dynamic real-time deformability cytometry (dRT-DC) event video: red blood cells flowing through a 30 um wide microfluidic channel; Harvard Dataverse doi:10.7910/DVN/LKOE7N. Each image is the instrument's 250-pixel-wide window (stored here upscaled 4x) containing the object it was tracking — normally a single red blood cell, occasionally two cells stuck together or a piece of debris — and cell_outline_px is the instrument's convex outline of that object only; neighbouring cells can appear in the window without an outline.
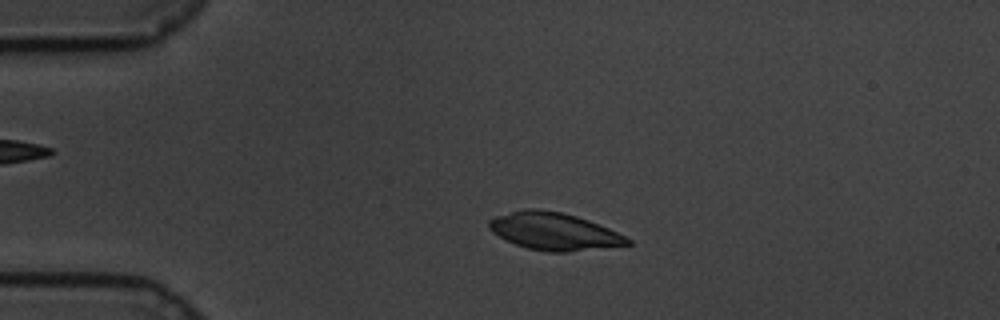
{"species": "common noctule bat (a hibernating species)", "species_latin": "Nyctalus noctula", "temperature_condition": "cold", "stored_images_in_passage": 56, "camera_frame_rate_fps": 3000, "um_per_image_px": 0.085, "animal": {"sex": "male", "body_mass_g": 19.5, "forearm_length_mm": 54.6}, "frame": {"image": 1, "passage_image": 10, "time_ms": 3.0, "image_size_px": [1000, 320], "cell_outline_px": [[632, 244], [568, 252], [548, 252], [528, 248], [516, 244], [492, 232], [488, 228], [488, 220], [496, 216], [524, 208], [536, 208], [564, 212], [588, 220], [608, 228], [632, 240]], "centroid_in_image_um": [47.08, 19.65], "position_along_channel_um": 37.9, "area_um2": 30.06}}
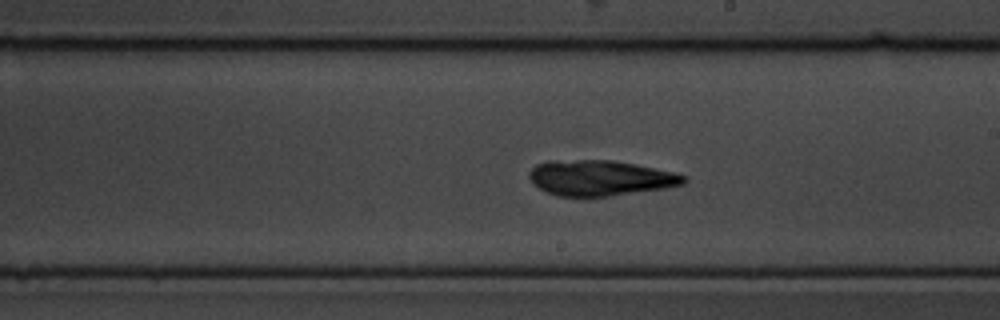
{"frame": {"image": 2, "passage_image": 31, "time_ms": 10.0, "image_size_px": [1000, 320], "cell_outline_px": [[688, 180], [684, 184], [664, 188], [608, 196], [556, 196], [532, 184], [528, 176], [528, 172], [536, 164], [548, 160], [612, 160], [676, 172], [684, 176]], "centroid_in_image_um": [50.98, 15.12], "position_along_channel_um": 238.0, "area_um2": 31.91}}
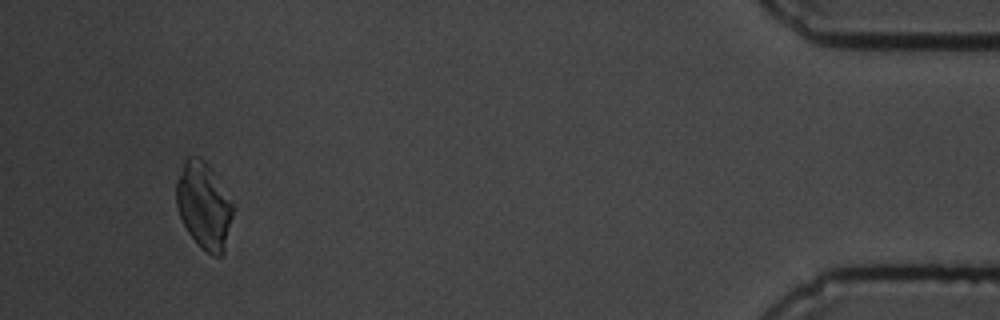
{"frame": {"image": 3, "passage_image": 53, "time_ms": 17.333, "image_size_px": [1000, 320], "cell_outline_px": [[232, 216], [224, 256], [212, 256], [188, 232], [180, 216], [176, 204], [176, 180], [184, 160], [188, 156], [196, 156], [204, 160], [232, 204]], "centroid_in_image_um": [17.3, 17.49], "position_along_channel_um": 417.9, "area_um2": 27.8}}